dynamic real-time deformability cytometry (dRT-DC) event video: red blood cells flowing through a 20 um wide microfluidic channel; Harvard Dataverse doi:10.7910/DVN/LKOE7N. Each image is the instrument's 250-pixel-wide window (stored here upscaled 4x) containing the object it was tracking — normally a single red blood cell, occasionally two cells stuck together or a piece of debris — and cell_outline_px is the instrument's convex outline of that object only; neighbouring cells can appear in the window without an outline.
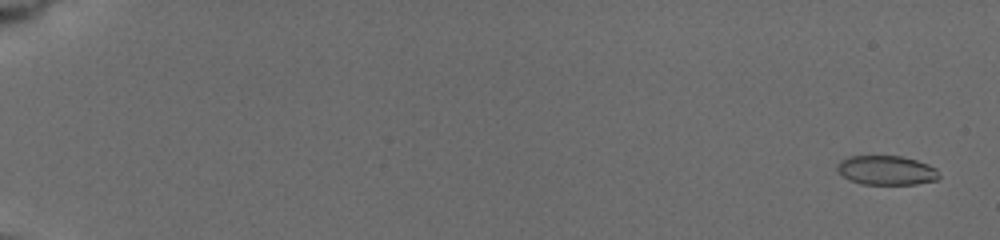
{"species": "common noctule bat (a hibernating species)", "species_latin": "Nyctalus noctula", "temperature_condition": "cold", "stored_images_in_passage": 67, "camera_frame_rate_fps": 3000, "um_per_image_px": 0.085, "animal": {"sex": "female", "body_mass_g": 19.5, "forearm_length_mm": 54.1}, "frame": {"image": 1, "passage_image": 3, "time_ms": 0.667, "image_size_px": [1000, 240], "cell_outline_px": [[940, 176], [936, 180], [916, 184], [860, 184], [844, 176], [836, 168], [836, 164], [840, 160], [848, 156], [900, 156], [916, 160], [928, 164], [936, 168]], "centroid_in_image_um": [75.35, 14.47], "position_along_channel_um": 9.7, "area_um2": 17.34}}
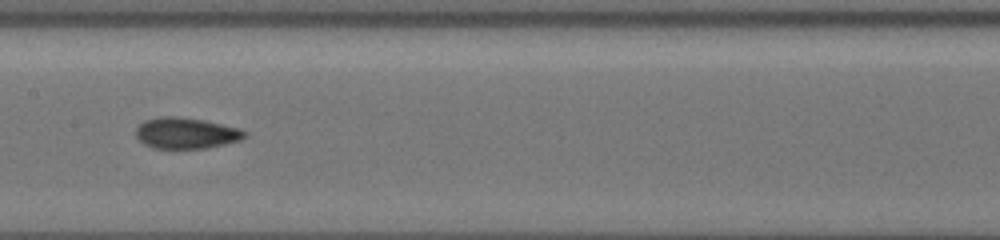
{"frame": {"image": 2, "passage_image": 40, "time_ms": 10.667, "image_size_px": [1000, 240], "cell_outline_px": [[248, 136], [240, 140], [208, 148], [152, 148], [144, 144], [136, 136], [136, 128], [144, 120], [156, 116], [180, 116], [204, 120], [240, 128], [248, 132]], "centroid_in_image_um": [15.83, 11.3], "position_along_channel_um": 191.6, "area_um2": 19.94}}
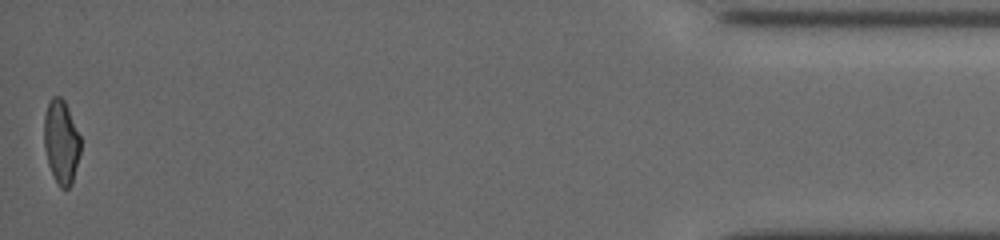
{"frame": {"image": 3, "passage_image": 67, "time_ms": 19.0, "image_size_px": [1000, 240], "cell_outline_px": [[80, 152], [72, 184], [68, 188], [60, 188], [56, 184], [48, 164], [44, 148], [44, 116], [48, 104], [52, 96], [60, 96], [64, 100], [68, 108], [80, 136]], "centroid_in_image_um": [5.19, 12.08], "position_along_channel_um": 430.0, "area_um2": 17.86}, "authors_computed_cell_mechanics": {"area_um2": 18.6116, "velocity_mm_per_s": 3.7714, "shape_relaxation_time_tau1_ms": null, "shape_relaxation_time_tau2_ms": 2.3846, "deformation_change_tau1": null, "deformation_change_tau2": 0.0712}}